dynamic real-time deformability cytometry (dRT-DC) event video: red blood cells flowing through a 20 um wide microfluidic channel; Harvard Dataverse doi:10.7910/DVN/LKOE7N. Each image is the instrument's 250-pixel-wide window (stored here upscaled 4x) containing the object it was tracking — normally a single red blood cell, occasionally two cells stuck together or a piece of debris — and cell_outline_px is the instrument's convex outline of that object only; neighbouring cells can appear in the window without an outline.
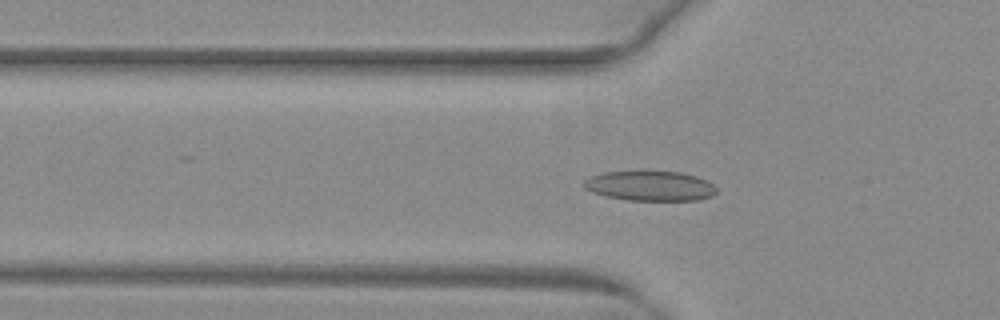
{"species": "common noctule bat (a hibernating species)", "species_latin": "Nyctalus noctula", "temperature_condition": "warm", "stored_images_in_passage": 52, "camera_frame_rate_fps": 3000, "um_per_image_px": 0.085, "animal": {"sex": "female", "body_mass_g": 29.2, "forearm_length_mm": 56.3}, "frame": {"image": 1, "passage_image": 18, "time_ms": 5.667, "image_size_px": [1000, 320], "cell_outline_px": [[716, 192], [712, 196], [696, 200], [628, 200], [604, 196], [592, 192], [584, 188], [584, 180], [588, 176], [604, 172], [680, 172], [696, 176], [708, 180], [716, 188]], "centroid_in_image_um": [55.24, 15.81], "position_along_channel_um": 70.6, "area_um2": 23.0}}
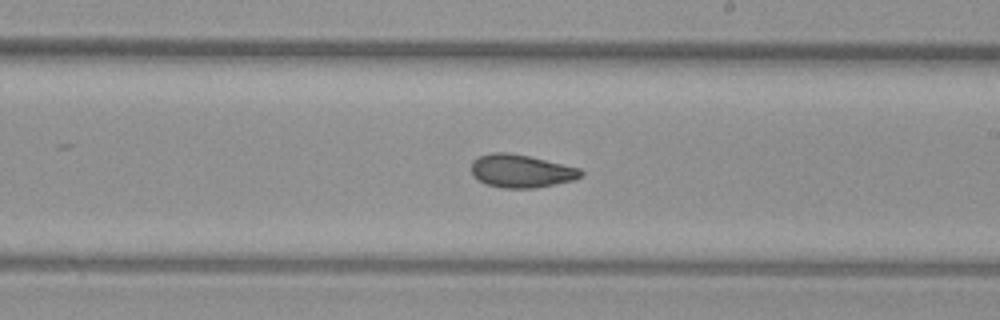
{"frame": {"image": 2, "passage_image": 31, "time_ms": 10.0, "image_size_px": [1000, 320], "cell_outline_px": [[584, 176], [572, 180], [556, 184], [536, 188], [504, 188], [484, 184], [476, 180], [472, 176], [472, 160], [476, 156], [492, 152], [508, 152], [528, 156], [580, 168], [584, 172]], "centroid_in_image_um": [44.26, 14.54], "position_along_channel_um": 244.7, "area_um2": 21.39}}
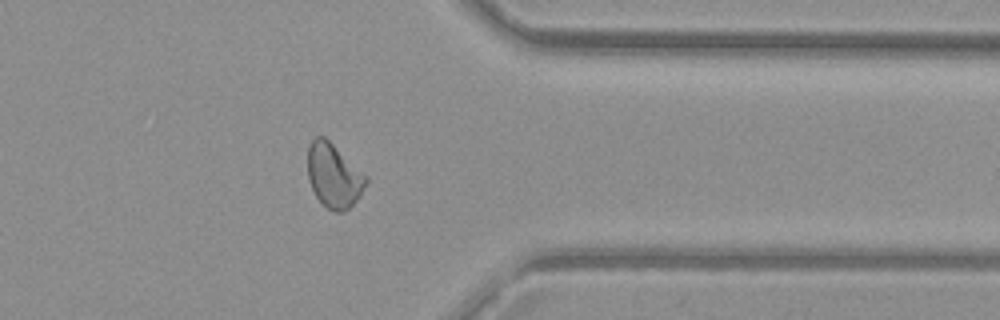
{"frame": {"image": 3, "passage_image": 42, "time_ms": 13.667, "image_size_px": [1000, 320], "cell_outline_px": [[368, 180], [360, 196], [344, 212], [336, 212], [328, 208], [316, 196], [308, 180], [308, 148], [312, 140], [316, 136], [324, 136], [368, 176]], "centroid_in_image_um": [28.38, 14.92], "position_along_channel_um": 383.0, "area_um2": 21.62}, "authors_computed_cell_mechanics": {"area_um2": 21.9351, "velocity_mm_per_s": 4.0143, "shape_relaxation_time_tau1_ms": null, "shape_relaxation_time_tau2_ms": 2.2443, "deformation_change_tau1": null, "deformation_change_tau2": 0.0863}}